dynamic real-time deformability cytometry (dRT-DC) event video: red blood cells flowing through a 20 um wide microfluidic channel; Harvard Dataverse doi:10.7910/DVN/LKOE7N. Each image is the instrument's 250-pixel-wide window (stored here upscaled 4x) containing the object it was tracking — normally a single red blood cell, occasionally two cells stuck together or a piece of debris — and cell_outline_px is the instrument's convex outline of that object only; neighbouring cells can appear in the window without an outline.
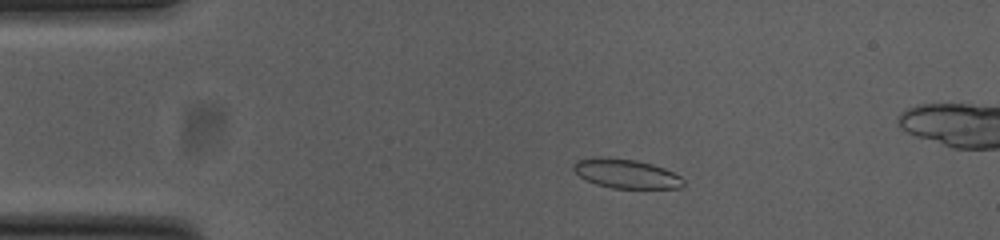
{"species": "common noctule bat (a hibernating species)", "species_latin": "Nyctalus noctula", "temperature_condition": "cold", "stored_images_in_passage": 51, "camera_frame_rate_fps": 3000, "um_per_image_px": 0.085, "animal": {"sex": "female", "body_mass_g": 23.0, "forearm_length_mm": 53.4}, "frame": {"image": 1, "passage_image": 7, "time_ms": 2.0, "image_size_px": [1000, 240], "cell_outline_px": [[684, 184], [680, 188], [612, 188], [596, 184], [584, 180], [572, 168], [572, 164], [576, 160], [596, 156], [636, 160], [652, 164], [664, 168], [680, 176], [684, 180]], "centroid_in_image_um": [53.18, 14.75], "position_along_channel_um": 31.8, "area_um2": 18.79}}
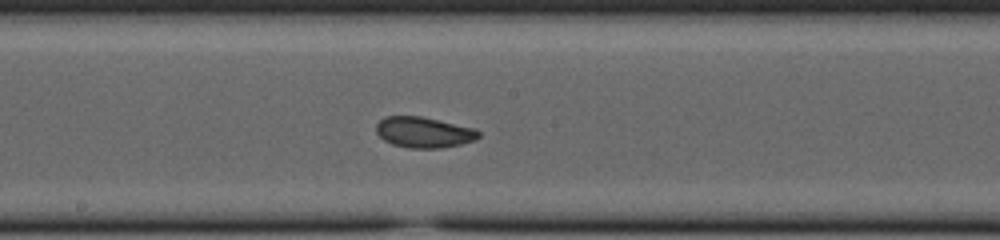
{"frame": {"image": 2, "passage_image": 25, "time_ms": 8.0, "image_size_px": [1000, 240], "cell_outline_px": [[480, 136], [476, 140], [460, 144], [440, 148], [408, 148], [392, 144], [384, 140], [376, 132], [376, 124], [384, 116], [420, 116], [476, 128], [480, 132]], "centroid_in_image_um": [36.03, 11.24], "position_along_channel_um": 212.2, "area_um2": 18.44}}
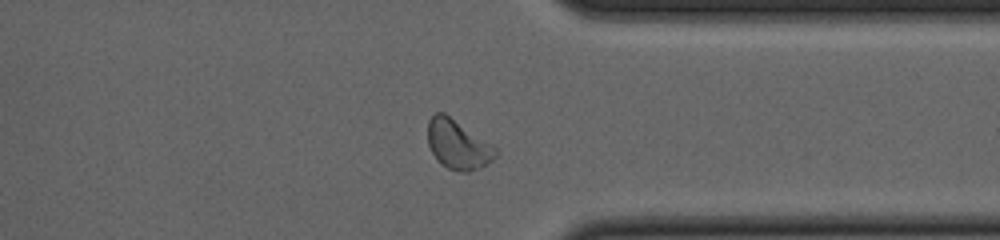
{"frame": {"image": 3, "passage_image": 38, "time_ms": 12.333, "image_size_px": [1000, 240], "cell_outline_px": [[500, 152], [492, 160], [480, 168], [468, 172], [460, 172], [448, 168], [440, 164], [436, 160], [428, 144], [428, 120], [436, 112], [444, 112], [492, 144]], "centroid_in_image_um": [38.92, 12.29], "position_along_channel_um": 372.5, "area_um2": 19.59}, "authors_computed_cell_mechanics": {"area_um2": 19.0162, "velocity_mm_per_s": 3.7815, "shape_relaxation_time_tau1_ms": 2.0919, "shape_relaxation_time_tau2_ms": 1.8421, "deformation_change_tau1": 0.1065, "deformation_change_tau2": 0.0738}}